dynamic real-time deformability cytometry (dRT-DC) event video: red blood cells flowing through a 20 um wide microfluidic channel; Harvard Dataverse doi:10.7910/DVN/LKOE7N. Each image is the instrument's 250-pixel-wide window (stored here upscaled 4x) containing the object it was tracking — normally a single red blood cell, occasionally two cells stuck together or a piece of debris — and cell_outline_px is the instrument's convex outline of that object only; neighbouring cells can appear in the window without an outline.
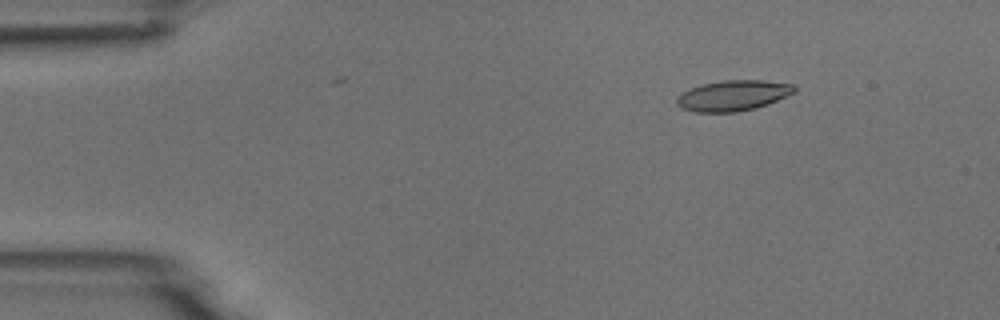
{"species": "common noctule bat (a hibernating species)", "species_latin": "Nyctalus noctula", "temperature_condition": "room temperature", "stored_images_in_passage": 6, "camera_frame_rate_fps": 3000, "um_per_image_px": 0.085, "animal": {"sex": "male", "body_mass_g": 18.8}, "frame": {"image": 1, "passage_image": 2, "time_ms": 1.333, "image_size_px": [1000, 320], "cell_outline_px": [[796, 92], [768, 104], [756, 108], [736, 112], [692, 112], [680, 108], [676, 104], [676, 96], [680, 92], [688, 88], [704, 84], [724, 80], [764, 80], [792, 84], [796, 88]], "centroid_in_image_um": [62.26, 8.13], "position_along_channel_um": 22.7, "area_um2": 21.21}}
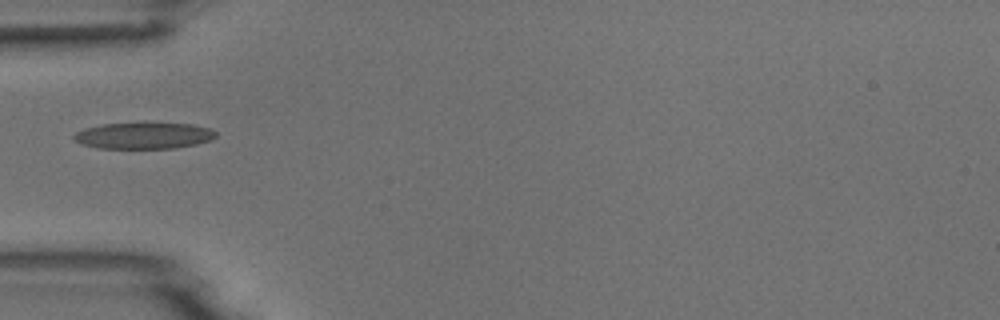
{"frame": {"image": 2, "passage_image": 5, "time_ms": 4.667, "image_size_px": [1000, 320], "cell_outline_px": [[216, 136], [212, 140], [196, 144], [176, 148], [96, 148], [80, 144], [72, 140], [72, 136], [76, 132], [84, 128], [100, 124], [192, 124], [208, 128], [216, 132]], "centroid_in_image_um": [12.16, 11.55], "position_along_channel_um": 72.8, "area_um2": 21.68}}